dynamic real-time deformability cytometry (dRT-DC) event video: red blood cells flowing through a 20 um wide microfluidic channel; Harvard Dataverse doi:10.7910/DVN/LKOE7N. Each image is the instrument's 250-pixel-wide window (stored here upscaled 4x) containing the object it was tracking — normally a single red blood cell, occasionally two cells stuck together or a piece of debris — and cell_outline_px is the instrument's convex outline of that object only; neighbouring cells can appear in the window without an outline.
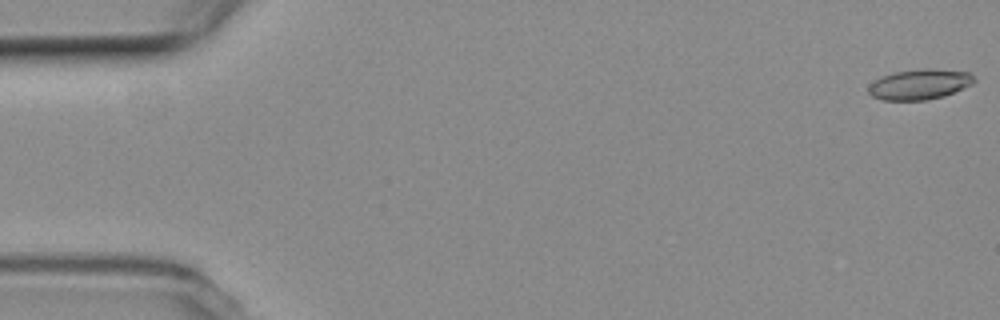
{"species": "common noctule bat (a hibernating species)", "species_latin": "Nyctalus noctula", "temperature_condition": "room temperature", "stored_images_in_passage": 54, "camera_frame_rate_fps": 3000, "um_per_image_px": 0.085, "animal": {"sex": "female", "body_mass_g": 19.3, "forearm_length_mm": 54.1}, "frame": {"image": 1, "passage_image": 1, "time_ms": 0.0, "image_size_px": [1000, 320], "cell_outline_px": [[976, 80], [972, 84], [944, 96], [928, 100], [884, 100], [872, 96], [868, 92], [868, 84], [880, 76], [892, 72], [920, 68], [932, 68], [968, 72]], "centroid_in_image_um": [78.12, 7.15], "position_along_channel_um": 6.9, "area_um2": 18.9}}
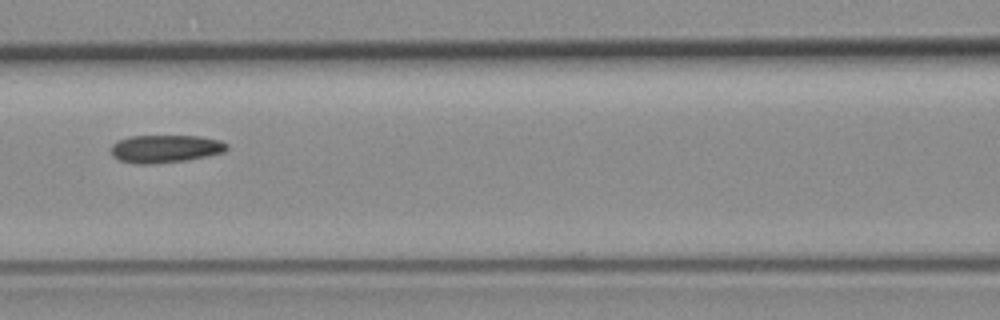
{"frame": {"image": 2, "passage_image": 24, "time_ms": 7.667, "image_size_px": [1000, 320], "cell_outline_px": [[228, 148], [224, 152], [184, 160], [152, 164], [136, 164], [120, 160], [112, 156], [112, 144], [116, 140], [128, 136], [200, 136], [220, 140], [228, 144]], "centroid_in_image_um": [14.02, 12.63], "position_along_channel_um": 152.6, "area_um2": 18.73}}
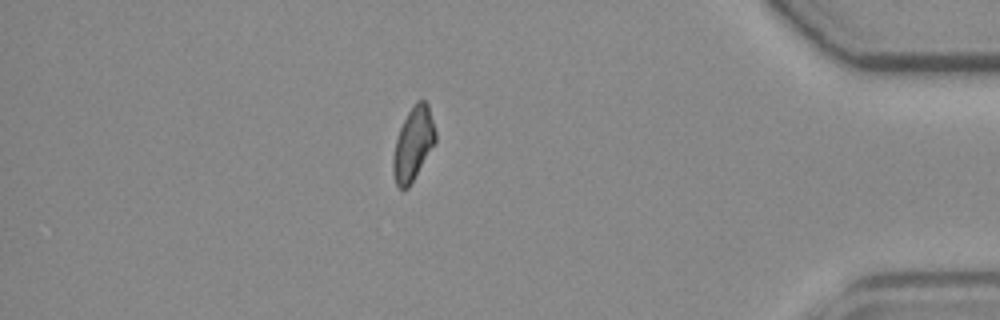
{"frame": {"image": 3, "passage_image": 47, "time_ms": 15.333, "image_size_px": [1000, 320], "cell_outline_px": [[436, 140], [408, 188], [400, 188], [396, 184], [392, 172], [392, 156], [396, 140], [400, 128], [408, 112], [416, 100], [424, 100], [428, 104], [436, 132]], "centroid_in_image_um": [35.1, 12.21], "position_along_channel_um": 400.1, "area_um2": 17.8}, "authors_computed_cell_mechanics": {"area_um2": 18.5827, "velocity_mm_per_s": 3.8027, "shape_relaxation_time_tau1_ms": 8.9479, "shape_relaxation_time_tau2_ms": 3.6425, "deformation_change_tau1": 0.1828, "deformation_change_tau2": 0.113}}